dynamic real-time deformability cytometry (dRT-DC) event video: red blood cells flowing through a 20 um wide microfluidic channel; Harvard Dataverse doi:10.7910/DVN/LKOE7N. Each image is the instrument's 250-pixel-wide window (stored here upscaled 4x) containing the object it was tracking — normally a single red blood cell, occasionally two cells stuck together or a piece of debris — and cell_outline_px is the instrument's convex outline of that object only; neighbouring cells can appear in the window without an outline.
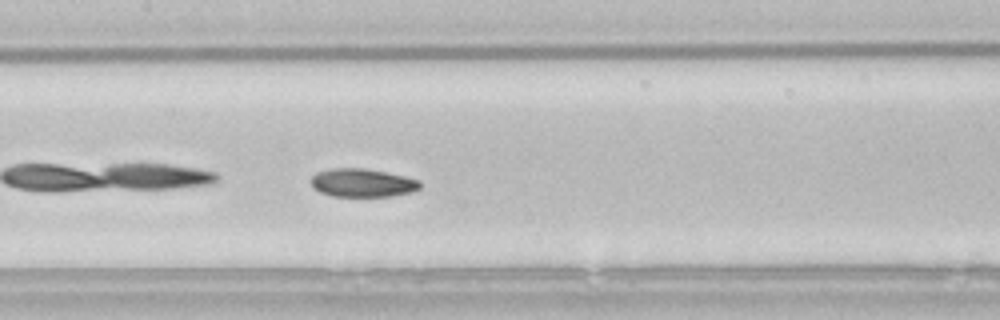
{"species": "common noctule bat (a hibernating species)", "species_latin": "Nyctalus noctula", "temperature_condition": "room temperature", "stored_images_in_passage": 30, "camera_frame_rate_fps": 3000, "um_per_image_px": 0.085, "animal": {"sex": "male", "body_mass_g": 21.5, "forearm_length_mm": 52.0}, "frame": {"image": 1, "passage_image": 9, "time_ms": 2.667, "image_size_px": [1000, 320], "cell_outline_px": [[420, 188], [412, 192], [392, 196], [332, 196], [320, 192], [312, 188], [312, 176], [316, 172], [332, 168], [364, 168], [404, 176], [420, 180]], "centroid_in_image_um": [30.79, 15.54], "position_along_channel_um": 176.6, "area_um2": 17.98}}
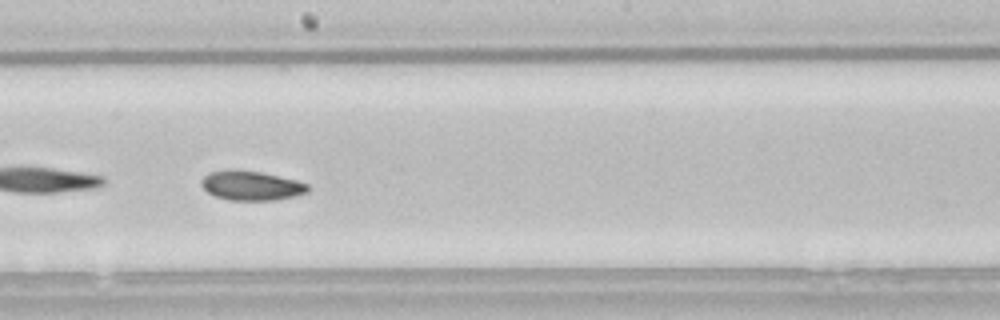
{"frame": {"image": 2, "passage_image": 13, "time_ms": 4.0, "image_size_px": [1000, 320], "cell_outline_px": [[308, 192], [296, 196], [276, 200], [228, 200], [216, 196], [208, 192], [200, 184], [200, 180], [208, 172], [228, 168], [236, 168], [260, 172], [296, 180], [308, 184]], "centroid_in_image_um": [21.32, 15.76], "position_along_channel_um": 226.9, "area_um2": 18.55}}